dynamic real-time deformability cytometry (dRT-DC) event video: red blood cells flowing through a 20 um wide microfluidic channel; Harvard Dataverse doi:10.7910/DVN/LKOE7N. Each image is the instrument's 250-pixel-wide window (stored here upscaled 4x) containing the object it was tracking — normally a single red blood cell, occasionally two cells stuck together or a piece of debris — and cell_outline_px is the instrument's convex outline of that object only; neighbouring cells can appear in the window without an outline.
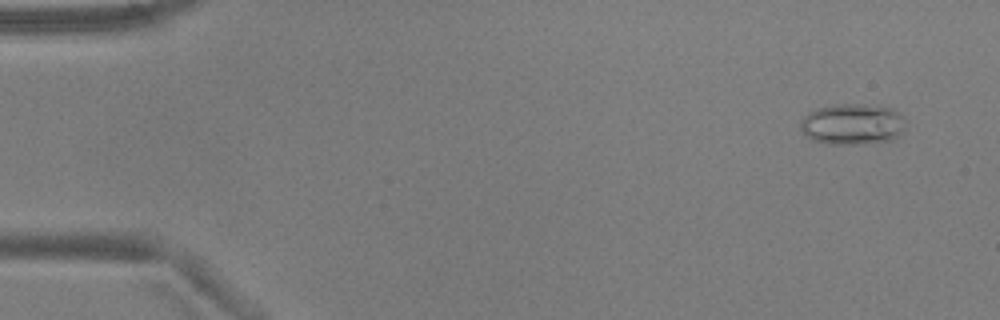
{"species": "common noctule bat (a hibernating species)", "species_latin": "Nyctalus noctula", "temperature_condition": "warm", "stored_images_in_passage": 4, "camera_frame_rate_fps": 3000, "um_per_image_px": 0.085, "animal": {"sex": "male", "body_mass_g": 17.9, "forearm_length_mm": 54.2}, "frame": {"image": 1, "passage_image": 1, "time_ms": 0.0, "image_size_px": [1000, 320], "cell_outline_px": [[904, 128], [892, 140], [864, 144], [828, 144], [812, 140], [800, 128], [800, 120], [808, 112], [816, 108], [836, 104], [864, 104], [892, 108], [900, 112], [904, 116]], "centroid_in_image_um": [72.45, 10.55], "position_along_channel_um": 12.5, "area_um2": 25.32}}